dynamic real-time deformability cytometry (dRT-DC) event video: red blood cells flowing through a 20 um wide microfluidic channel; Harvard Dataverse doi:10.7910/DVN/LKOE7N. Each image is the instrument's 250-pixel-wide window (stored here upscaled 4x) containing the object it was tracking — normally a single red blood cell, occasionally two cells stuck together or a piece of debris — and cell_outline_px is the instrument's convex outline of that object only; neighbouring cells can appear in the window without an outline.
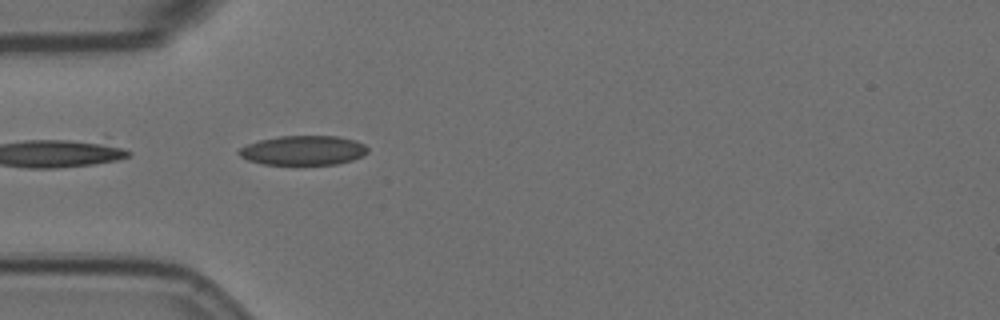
{"species": "Egyptian fruit bat (a non-hibernating species)", "species_latin": "Rousettus aegyptiacus", "temperature_condition": "room temperature", "stored_images_in_passage": 12, "camera_frame_rate_fps": 3000, "um_per_image_px": 0.085, "animal": {"sex": "female"}, "frame": {"image": 1, "passage_image": 1, "time_ms": 0.0, "image_size_px": [1000, 320], "cell_outline_px": [[368, 152], [352, 160], [336, 164], [264, 164], [248, 160], [240, 156], [236, 152], [240, 148], [248, 144], [260, 140], [280, 136], [336, 136], [356, 140], [364, 144], [368, 148]], "centroid_in_image_um": [25.78, 12.77], "position_along_channel_um": 59.2, "area_um2": 21.96}}